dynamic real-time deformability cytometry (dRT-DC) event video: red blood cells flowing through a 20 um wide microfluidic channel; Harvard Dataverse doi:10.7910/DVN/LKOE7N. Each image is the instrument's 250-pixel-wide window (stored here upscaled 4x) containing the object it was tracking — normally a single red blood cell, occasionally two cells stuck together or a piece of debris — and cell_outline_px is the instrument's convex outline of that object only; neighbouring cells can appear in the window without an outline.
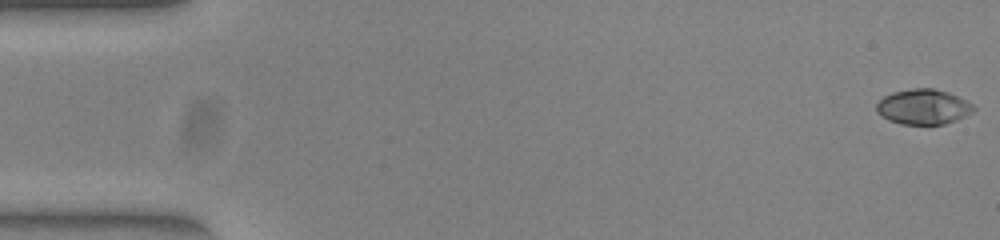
{"species": "common noctule bat (a hibernating species)", "species_latin": "Nyctalus noctula", "temperature_condition": "warm", "stored_images_in_passage": 54, "segment_of_instrument_passage": [1, 2], "camera_frame_rate_fps": 3000, "um_per_image_px": 0.085, "animal": {"sex": "female", "body_mass_g": 23.0, "forearm_length_mm": 53.4}, "frame": {"image": 1, "passage_image": 1, "time_ms": 0.0, "image_size_px": [1000, 240], "cell_outline_px": [[976, 108], [972, 112], [956, 120], [944, 124], [928, 128], [900, 124], [888, 120], [880, 116], [876, 112], [876, 104], [884, 96], [892, 92], [912, 88], [932, 88], [948, 92], [972, 104]], "centroid_in_image_um": [78.44, 9.13], "position_along_channel_um": 6.6, "area_um2": 20.52}}
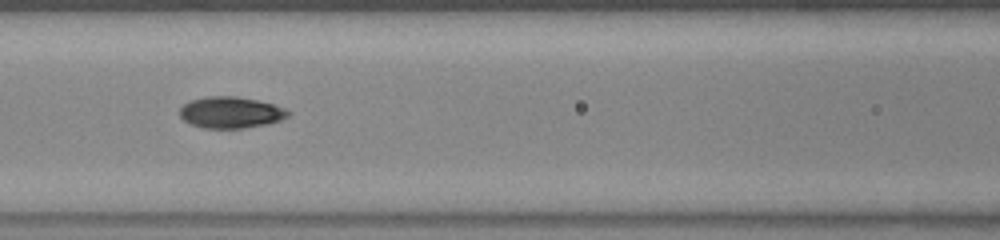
{"frame": {"image": 2, "passage_image": 23, "time_ms": 7.333, "image_size_px": [1000, 240], "cell_outline_px": [[292, 112], [288, 116], [280, 120], [264, 124], [244, 128], [204, 128], [192, 124], [184, 120], [180, 116], [180, 108], [184, 104], [192, 100], [208, 96], [236, 96], [256, 100], [272, 104], [284, 108]], "centroid_in_image_um": [19.61, 9.55], "position_along_channel_um": 147.0, "area_um2": 19.59}}
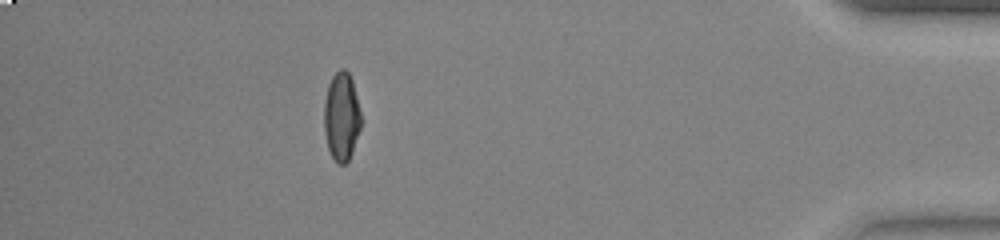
{"frame": {"image": 3, "passage_image": 47, "time_ms": 15.333, "image_size_px": [1000, 240], "cell_outline_px": [[364, 120], [352, 152], [348, 160], [344, 164], [336, 164], [328, 148], [324, 132], [324, 100], [328, 84], [332, 76], [340, 68], [344, 68], [348, 72], [352, 80]], "centroid_in_image_um": [29.05, 9.9], "position_along_channel_um": 406.2, "area_um2": 19.54}}